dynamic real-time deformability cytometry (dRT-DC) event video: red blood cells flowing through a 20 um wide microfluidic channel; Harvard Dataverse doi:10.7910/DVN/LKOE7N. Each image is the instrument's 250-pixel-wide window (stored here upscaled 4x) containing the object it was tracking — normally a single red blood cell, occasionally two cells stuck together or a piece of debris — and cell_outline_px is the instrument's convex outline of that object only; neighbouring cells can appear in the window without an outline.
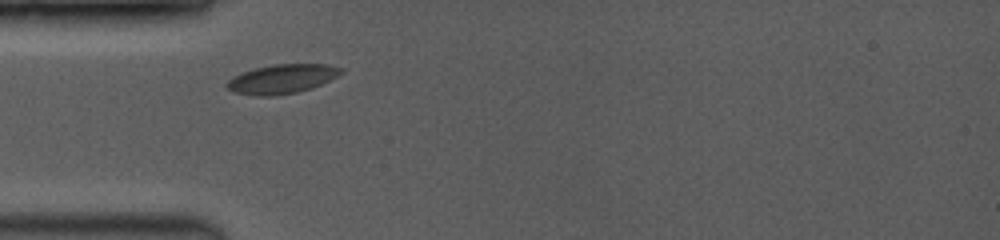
{"species": "common noctule bat (a hibernating species)", "species_latin": "Nyctalus noctula", "temperature_condition": "room temperature", "stored_images_in_passage": 2, "camera_frame_rate_fps": 3500, "um_per_image_px": 0.085, "animal": {"sex": "female", "body_mass_g": 19.0, "forearm_length_mm": 53.3}, "frame": {"image": 1, "passage_image": 1, "time_ms": 0.0, "image_size_px": [1000, 240], "cell_outline_px": [[344, 72], [312, 88], [296, 92], [272, 96], [252, 96], [236, 92], [228, 88], [224, 84], [232, 76], [240, 72], [272, 64], [328, 64], [344, 68]], "centroid_in_image_um": [23.94, 6.7], "position_along_channel_um": 61.1, "area_um2": 19.48}}
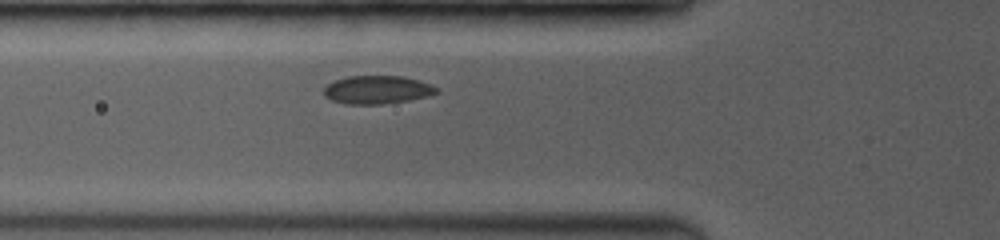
{"frame": {"image": 2, "passage_image": 2, "time_ms": 0.857, "image_size_px": [1000, 240], "cell_outline_px": [[440, 92], [428, 96], [408, 100], [380, 104], [344, 104], [332, 100], [324, 96], [324, 88], [328, 84], [336, 80], [348, 76], [404, 76], [432, 84]], "centroid_in_image_um": [32.07, 7.63], "position_along_channel_um": 93.7, "area_um2": 18.5}}